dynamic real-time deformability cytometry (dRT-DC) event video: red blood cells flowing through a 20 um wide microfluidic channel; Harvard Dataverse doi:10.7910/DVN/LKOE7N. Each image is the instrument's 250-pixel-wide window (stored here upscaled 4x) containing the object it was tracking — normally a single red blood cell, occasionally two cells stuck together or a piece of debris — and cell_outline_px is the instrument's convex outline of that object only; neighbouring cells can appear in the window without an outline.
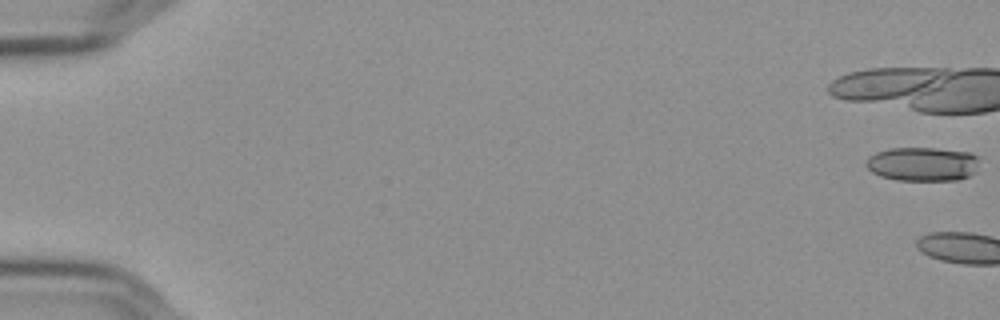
{"species": "Egyptian fruit bat (a non-hibernating species)", "species_latin": "Rousettus aegyptiacus", "temperature_condition": "cold", "stored_images_in_passage": 4, "camera_frame_rate_fps": 3000, "um_per_image_px": 0.085, "frame": {"image": 1, "passage_image": 1, "time_ms": 0.0, "image_size_px": [1000, 320], "cell_outline_px": [[976, 172], [960, 180], [896, 180], [880, 176], [872, 172], [864, 164], [868, 156], [876, 152], [888, 148], [936, 148], [972, 152], [976, 156]], "centroid_in_image_um": [78.38, 13.94], "position_along_channel_um": 6.6, "area_um2": 22.6}}